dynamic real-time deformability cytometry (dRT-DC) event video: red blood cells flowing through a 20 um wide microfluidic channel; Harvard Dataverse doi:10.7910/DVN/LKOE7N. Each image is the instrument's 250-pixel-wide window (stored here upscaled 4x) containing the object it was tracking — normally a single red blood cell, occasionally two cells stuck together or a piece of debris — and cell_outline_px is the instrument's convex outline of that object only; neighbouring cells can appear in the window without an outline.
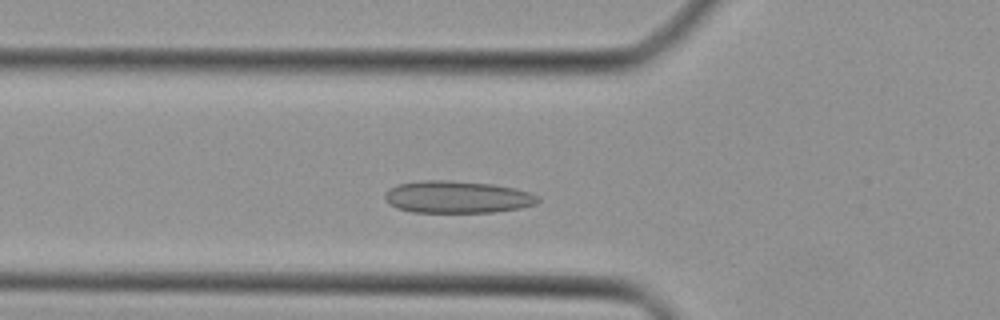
{"species": "Egyptian fruit bat (a non-hibernating species)", "species_latin": "Rousettus aegyptiacus", "temperature_condition": "cold", "stored_images_in_passage": 32, "camera_frame_rate_fps": 3000, "um_per_image_px": 0.085, "animal": {"sex": "female"}, "frame": {"image": 1, "passage_image": 3, "time_ms": 0.667, "image_size_px": [1000, 320], "cell_outline_px": [[540, 200], [536, 204], [520, 208], [496, 212], [412, 212], [396, 208], [388, 204], [384, 200], [384, 196], [392, 188], [400, 184], [424, 180], [448, 180], [492, 184], [516, 188], [540, 196]], "centroid_in_image_um": [38.89, 16.75], "position_along_channel_um": 86.9, "area_um2": 28.73}}
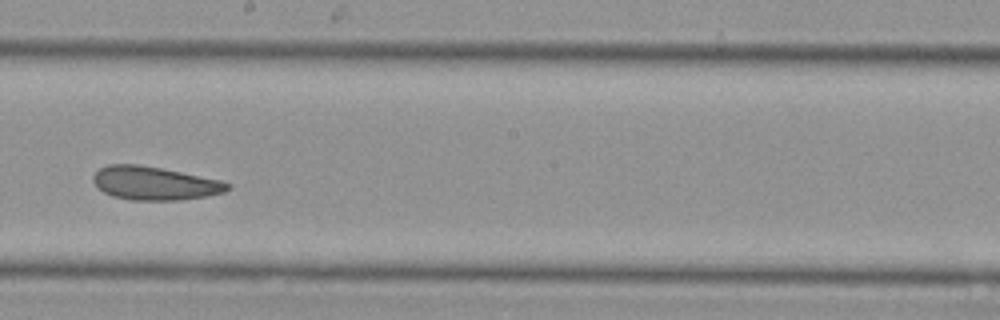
{"frame": {"image": 2, "passage_image": 13, "time_ms": 4.0, "image_size_px": [1000, 320], "cell_outline_px": [[232, 188], [224, 192], [208, 196], [180, 200], [132, 200], [112, 196], [96, 188], [92, 180], [92, 176], [100, 168], [108, 164], [140, 164], [220, 180], [232, 184]], "centroid_in_image_um": [13.12, 15.58], "position_along_channel_um": 235.1, "area_um2": 26.3}}
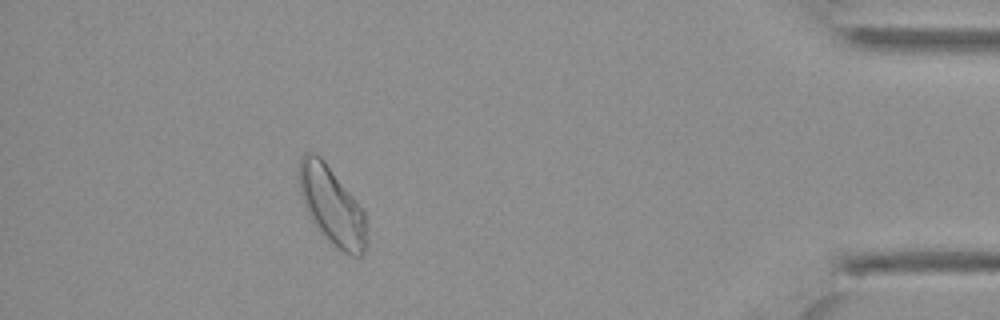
{"frame": {"image": 3, "passage_image": 28, "time_ms": 9.0, "image_size_px": [1000, 320], "cell_outline_px": [[368, 244], [364, 252], [360, 256], [352, 256], [336, 248], [332, 244], [312, 220], [300, 196], [300, 156], [304, 152], [316, 152], [324, 160], [352, 196], [364, 212], [368, 240]], "centroid_in_image_um": [28.23, 17.5], "position_along_channel_um": 407.0, "area_um2": 30.23}}